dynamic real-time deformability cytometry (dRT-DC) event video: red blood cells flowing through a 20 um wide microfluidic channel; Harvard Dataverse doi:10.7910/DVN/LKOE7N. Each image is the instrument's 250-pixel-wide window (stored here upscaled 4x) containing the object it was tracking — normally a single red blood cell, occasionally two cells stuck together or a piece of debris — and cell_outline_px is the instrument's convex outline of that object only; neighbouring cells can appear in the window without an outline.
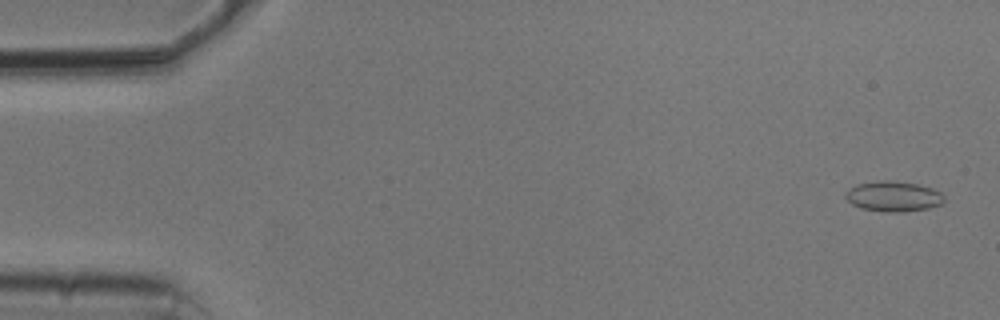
{"species": "common noctule bat (a hibernating species)", "species_latin": "Nyctalus noctula", "temperature_condition": "cold", "stored_images_in_passage": 52, "camera_frame_rate_fps": 3000, "um_per_image_px": 0.085, "animal": {"sex": "male", "body_mass_g": 20.5, "forearm_length_mm": 52.5}, "frame": {"image": 1, "passage_image": 1, "time_ms": 0.0, "image_size_px": [1000, 320], "cell_outline_px": [[944, 200], [940, 204], [928, 208], [900, 212], [884, 212], [860, 208], [852, 204], [844, 196], [844, 192], [856, 184], [884, 180], [888, 180], [916, 184], [932, 188], [940, 192], [944, 196]], "centroid_in_image_um": [75.9, 16.69], "position_along_channel_um": 9.1, "area_um2": 17.34}}
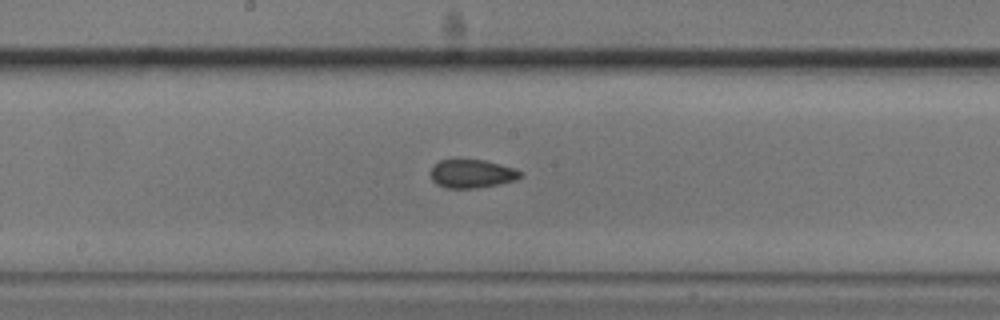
{"frame": {"image": 2, "passage_image": 27, "time_ms": 8.667, "image_size_px": [1000, 320], "cell_outline_px": [[524, 172], [516, 180], [500, 184], [476, 188], [444, 188], [436, 184], [432, 180], [428, 172], [440, 160], [484, 160], [516, 168]], "centroid_in_image_um": [40.11, 14.78], "position_along_channel_um": 208.1, "area_um2": 15.03}}
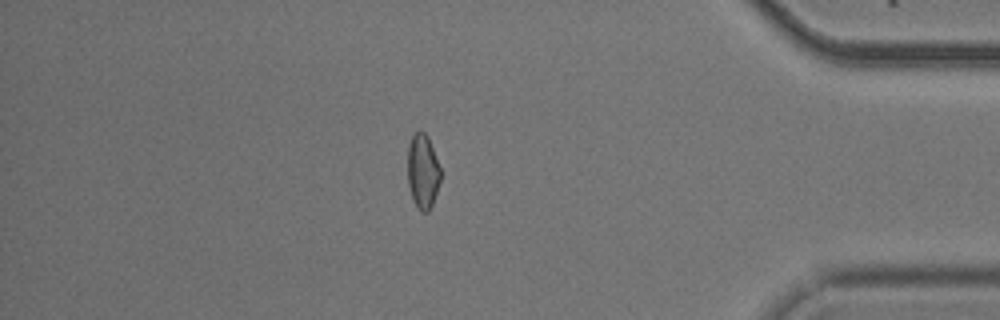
{"frame": {"image": 3, "passage_image": 45, "time_ms": 14.667, "image_size_px": [1000, 320], "cell_outline_px": [[440, 180], [432, 204], [428, 212], [420, 212], [416, 208], [408, 184], [408, 144], [412, 132], [420, 128], [428, 136], [440, 168]], "centroid_in_image_um": [35.91, 14.51], "position_along_channel_um": 399.3, "area_um2": 14.45}, "authors_computed_cell_mechanics": {"area_um2": 15.2014, "velocity_mm_per_s": 3.787, "shape_relaxation_time_tau1_ms": 3.2845, "shape_relaxation_time_tau2_ms": 2.5617, "deformation_change_tau1": 0.081, "deformation_change_tau2": 0.0771}}